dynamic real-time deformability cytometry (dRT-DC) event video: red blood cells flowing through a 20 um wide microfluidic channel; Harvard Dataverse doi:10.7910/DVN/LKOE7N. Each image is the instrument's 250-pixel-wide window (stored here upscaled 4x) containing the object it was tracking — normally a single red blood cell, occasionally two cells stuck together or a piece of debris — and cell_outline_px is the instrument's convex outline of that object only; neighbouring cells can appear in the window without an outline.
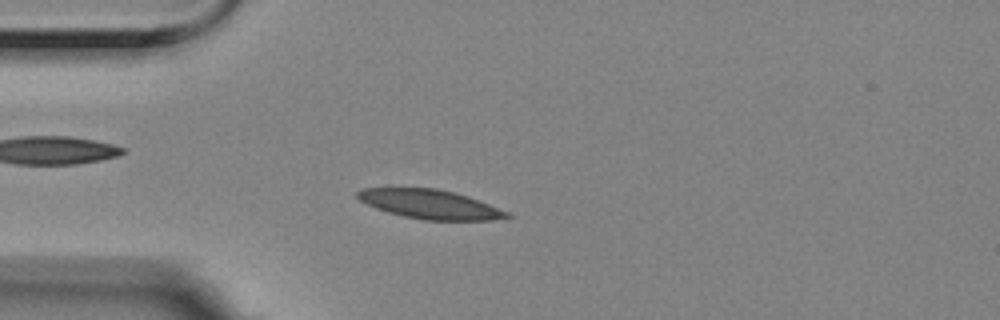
{"species": "Egyptian fruit bat (a non-hibernating species)", "species_latin": "Rousettus aegyptiacus", "temperature_condition": "room temperature", "stored_images_in_passage": 4, "camera_frame_rate_fps": 3000, "um_per_image_px": 0.085, "animal": {"sex": "female"}, "frame": {"image": 1, "passage_image": 4, "time_ms": 1.0, "image_size_px": [1000, 320], "cell_outline_px": [[512, 216], [492, 220], [424, 220], [404, 216], [388, 212], [376, 208], [360, 200], [356, 196], [356, 192], [364, 188], [436, 188], [468, 196], [480, 200], [508, 212]], "centroid_in_image_um": [36.56, 17.36], "position_along_channel_um": 48.4, "area_um2": 25.14}}